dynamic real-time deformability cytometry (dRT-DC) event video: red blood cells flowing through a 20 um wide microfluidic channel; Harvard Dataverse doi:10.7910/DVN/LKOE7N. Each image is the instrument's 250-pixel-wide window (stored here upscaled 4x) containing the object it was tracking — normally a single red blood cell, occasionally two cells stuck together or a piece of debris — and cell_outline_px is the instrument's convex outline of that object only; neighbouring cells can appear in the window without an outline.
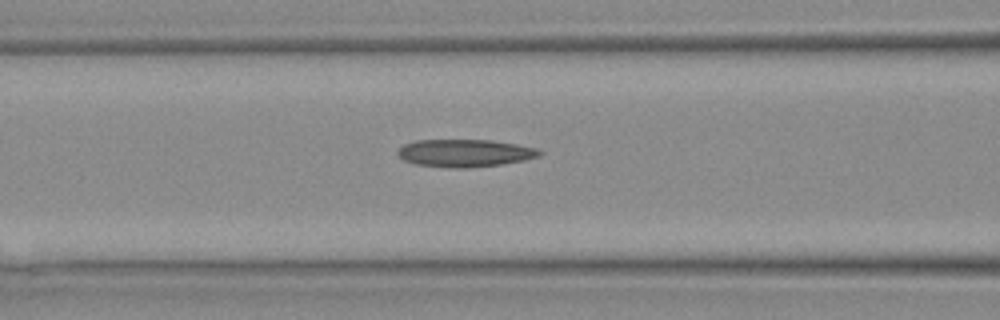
{"species": "Egyptian fruit bat (a non-hibernating species)", "species_latin": "Rousettus aegyptiacus", "temperature_condition": "warm", "stored_images_in_passage": 16, "camera_frame_rate_fps": 3000, "um_per_image_px": 0.085, "animal": {"sex": "female"}, "frame": {"image": 1, "passage_image": 12, "time_ms": 3.667, "image_size_px": [1000, 320], "cell_outline_px": [[544, 152], [540, 156], [524, 160], [500, 164], [464, 168], [452, 168], [416, 164], [404, 160], [396, 152], [404, 144], [416, 140], [492, 140], [516, 144], [536, 148]], "centroid_in_image_um": [39.52, 13.0], "position_along_channel_um": 127.1, "area_um2": 22.66}}
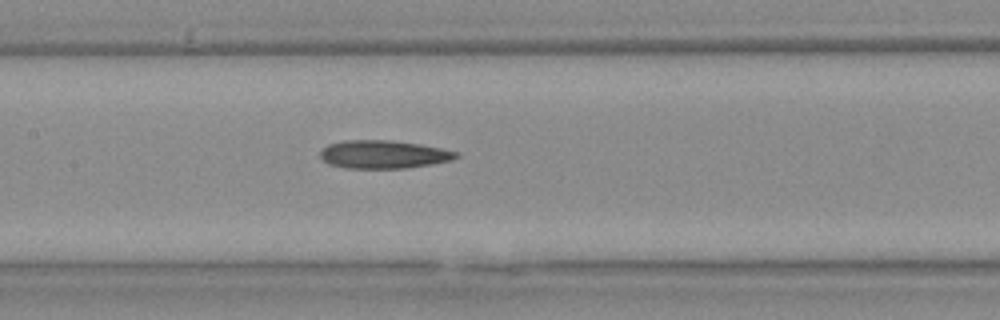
{"frame": {"image": 2, "passage_image": 14, "time_ms": 4.333, "image_size_px": [1000, 320], "cell_outline_px": [[460, 156], [452, 160], [404, 168], [344, 168], [328, 164], [320, 156], [320, 152], [328, 144], [344, 140], [388, 140], [420, 144], [440, 148], [456, 152]], "centroid_in_image_um": [32.56, 13.12], "position_along_channel_um": 174.8, "area_um2": 22.08}}